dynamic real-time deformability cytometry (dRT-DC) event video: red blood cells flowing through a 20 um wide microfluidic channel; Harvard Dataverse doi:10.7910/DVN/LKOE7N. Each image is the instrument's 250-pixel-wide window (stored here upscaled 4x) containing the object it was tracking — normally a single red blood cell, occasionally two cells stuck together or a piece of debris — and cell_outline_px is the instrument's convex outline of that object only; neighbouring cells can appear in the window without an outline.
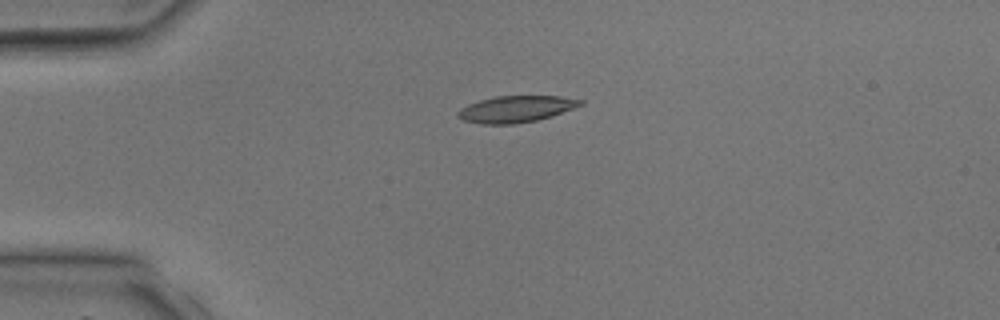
{"species": "common noctule bat (a hibernating species)", "species_latin": "Nyctalus noctula", "temperature_condition": "room temperature", "stored_images_in_passage": 4, "camera_frame_rate_fps": 3000, "um_per_image_px": 0.085, "animal": {"sex": "male", "body_mass_g": 17.9, "forearm_length_mm": 54.2}, "frame": {"image": 1, "passage_image": 3, "time_ms": 2.333, "image_size_px": [1000, 320], "cell_outline_px": [[584, 104], [552, 116], [536, 120], [516, 124], [480, 124], [464, 120], [456, 116], [456, 112], [460, 108], [468, 104], [480, 100], [496, 96], [560, 96], [584, 100]], "centroid_in_image_um": [43.84, 9.27], "position_along_channel_um": 41.2, "area_um2": 19.02}}